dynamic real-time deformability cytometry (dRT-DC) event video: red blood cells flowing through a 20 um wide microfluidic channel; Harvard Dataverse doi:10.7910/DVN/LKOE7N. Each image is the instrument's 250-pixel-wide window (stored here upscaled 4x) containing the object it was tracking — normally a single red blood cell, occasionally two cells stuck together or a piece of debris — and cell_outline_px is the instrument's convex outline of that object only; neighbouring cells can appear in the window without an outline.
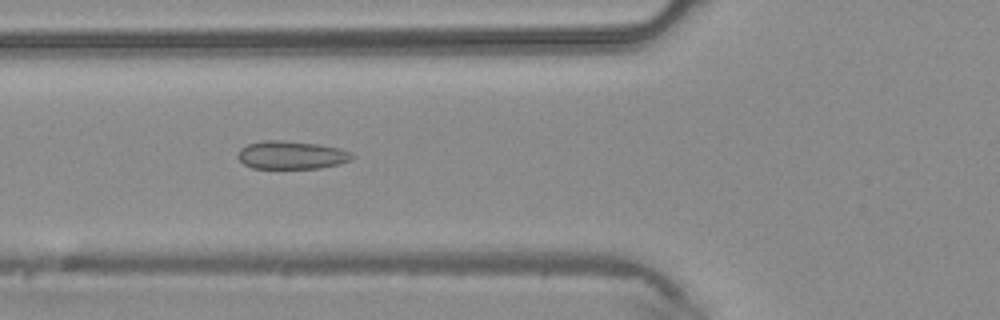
{"species": "common noctule bat (a hibernating species)", "species_latin": "Nyctalus noctula", "temperature_condition": "warm", "stored_images_in_passage": 43, "camera_frame_rate_fps": 3000, "um_per_image_px": 0.085, "animal": {"sex": "male", "body_mass_g": 20.4}, "frame": {"image": 1, "passage_image": 16, "time_ms": 5.0, "image_size_px": [1000, 320], "cell_outline_px": [[356, 156], [352, 160], [340, 164], [320, 168], [252, 168], [244, 164], [236, 156], [236, 152], [240, 148], [248, 144], [264, 140], [284, 140], [320, 144], [340, 148]], "centroid_in_image_um": [24.77, 13.17], "position_along_channel_um": 101.0, "area_um2": 18.96}}
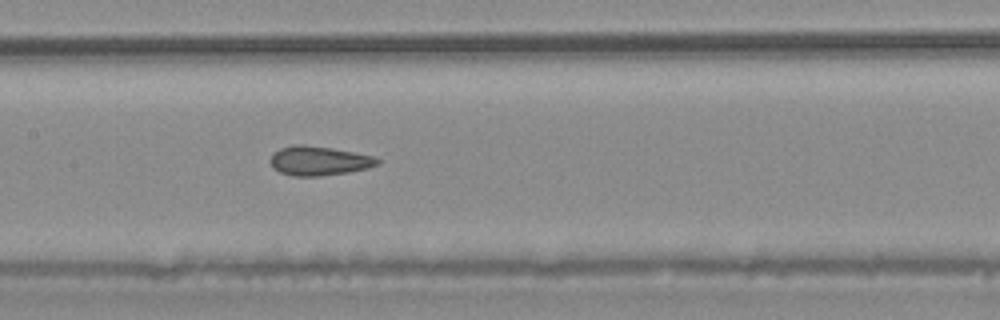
{"frame": {"image": 2, "passage_image": 21, "time_ms": 6.667, "image_size_px": [1000, 320], "cell_outline_px": [[380, 164], [368, 168], [348, 172], [320, 176], [292, 176], [280, 172], [272, 168], [268, 160], [272, 152], [280, 148], [296, 144], [304, 144], [332, 148], [372, 156], [380, 160]], "centroid_in_image_um": [27.05, 13.67], "position_along_channel_um": 180.4, "area_um2": 18.44}}
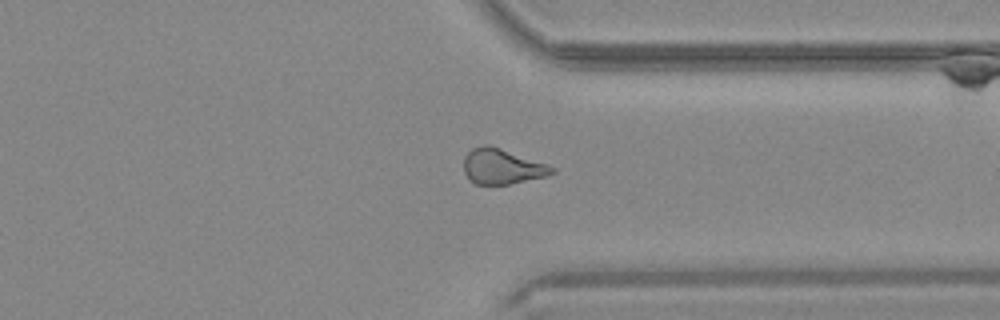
{"frame": {"image": 3, "passage_image": 33, "time_ms": 10.667, "image_size_px": [1000, 320], "cell_outline_px": [[556, 172], [548, 176], [508, 184], [476, 184], [468, 180], [464, 172], [464, 156], [472, 148], [484, 144], [488, 144], [548, 164], [556, 168]], "centroid_in_image_um": [42.68, 14.15], "position_along_channel_um": 368.7, "area_um2": 18.26}}